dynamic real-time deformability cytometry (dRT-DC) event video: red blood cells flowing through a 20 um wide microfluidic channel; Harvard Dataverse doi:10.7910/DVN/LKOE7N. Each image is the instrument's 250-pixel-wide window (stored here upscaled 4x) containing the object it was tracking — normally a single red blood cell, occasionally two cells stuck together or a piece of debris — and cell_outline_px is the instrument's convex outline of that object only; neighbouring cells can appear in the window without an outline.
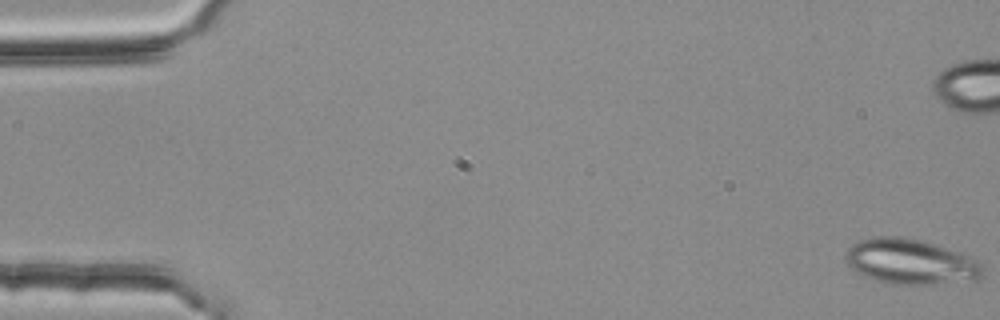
{"species": "common noctule bat (a hibernating species)", "species_latin": "Nyctalus noctula", "temperature_condition": "room temperature", "stored_images_in_passage": 54, "camera_frame_rate_fps": 3000, "um_per_image_px": 0.085, "animal": {"sex": "female", "body_mass_g": 25.1}, "frame": {"image": 1, "passage_image": 1, "time_ms": 0.0, "image_size_px": [1000, 320], "cell_outline_px": [[984, 272], [980, 276], [972, 280], [932, 284], [892, 284], [864, 276], [852, 268], [844, 260], [844, 252], [852, 244], [860, 240], [872, 236], [904, 236], [920, 240], [968, 256], [976, 260], [980, 264]], "centroid_in_image_um": [77.32, 22.23], "position_along_channel_um": 7.7, "area_um2": 35.78}}
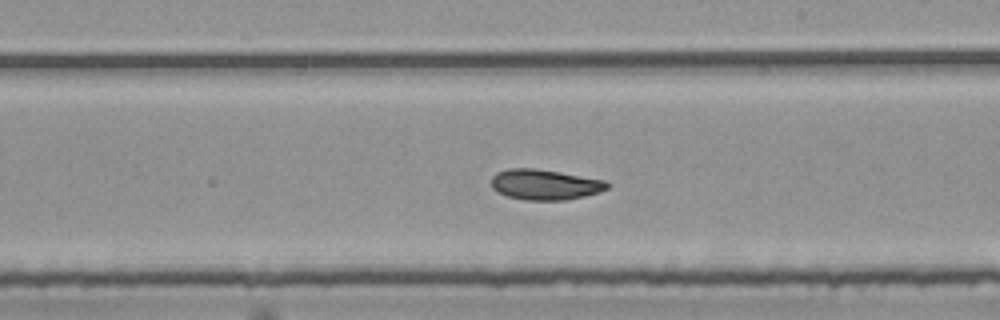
{"frame": {"image": 2, "passage_image": 32, "time_ms": 10.333, "image_size_px": [1000, 320], "cell_outline_px": [[608, 188], [600, 192], [568, 200], [524, 200], [508, 196], [496, 192], [492, 188], [492, 176], [496, 172], [508, 168], [536, 168], [560, 172], [604, 180], [608, 184]], "centroid_in_image_um": [46.28, 15.69], "position_along_channel_um": 242.7, "area_um2": 20.63}}
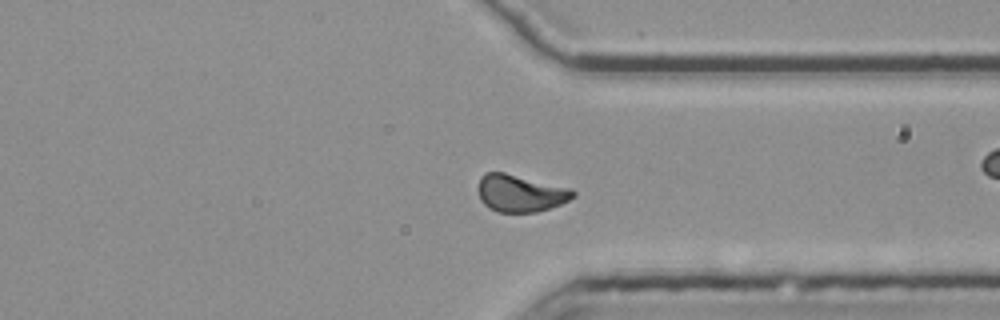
{"frame": {"image": 3, "passage_image": 42, "time_ms": 13.667, "image_size_px": [1000, 320], "cell_outline_px": [[576, 196], [560, 204], [536, 212], [496, 212], [488, 208], [480, 200], [476, 188], [480, 176], [484, 172], [504, 172], [572, 188], [576, 192]], "centroid_in_image_um": [44.19, 16.41], "position_along_channel_um": 367.2, "area_um2": 20.92}, "authors_computed_cell_mechanics": {"area_um2": 20.7502, "velocity_mm_per_s": 3.7655, "shape_relaxation_time_tau1_ms": 6.8569, "shape_relaxation_time_tau2_ms": 4.9731, "deformation_change_tau1": 0.1653, "deformation_change_tau2": 0.0984}}